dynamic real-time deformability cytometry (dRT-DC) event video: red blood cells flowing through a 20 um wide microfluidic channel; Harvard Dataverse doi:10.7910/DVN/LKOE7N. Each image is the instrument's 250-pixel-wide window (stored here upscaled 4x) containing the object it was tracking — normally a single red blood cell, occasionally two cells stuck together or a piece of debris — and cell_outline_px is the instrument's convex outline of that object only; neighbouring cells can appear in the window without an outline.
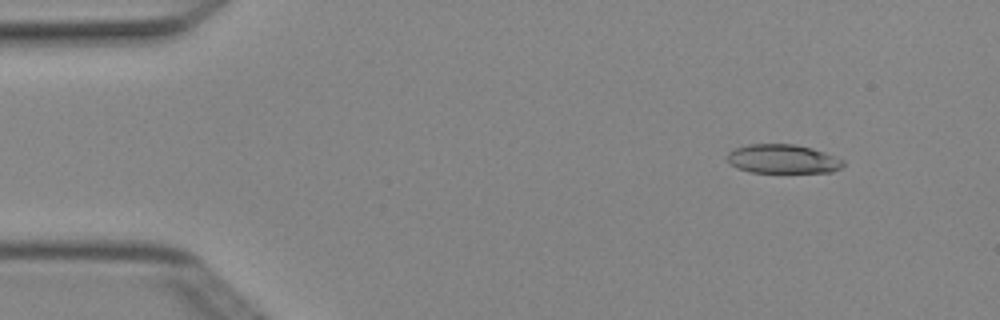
{"species": "Egyptian fruit bat (a non-hibernating species)", "species_latin": "Rousettus aegyptiacus", "temperature_condition": "cold", "stored_images_in_passage": 5, "camera_frame_rate_fps": 3000, "um_per_image_px": 0.085, "animal": {"sex": "female"}, "frame": {"image": 1, "passage_image": 2, "time_ms": 0.333, "image_size_px": [1000, 320], "cell_outline_px": [[844, 164], [840, 168], [832, 172], [748, 172], [736, 168], [728, 164], [728, 152], [736, 148], [748, 144], [796, 144], [812, 148], [824, 152], [844, 160]], "centroid_in_image_um": [66.51, 13.51], "position_along_channel_um": 18.5, "area_um2": 19.65}}
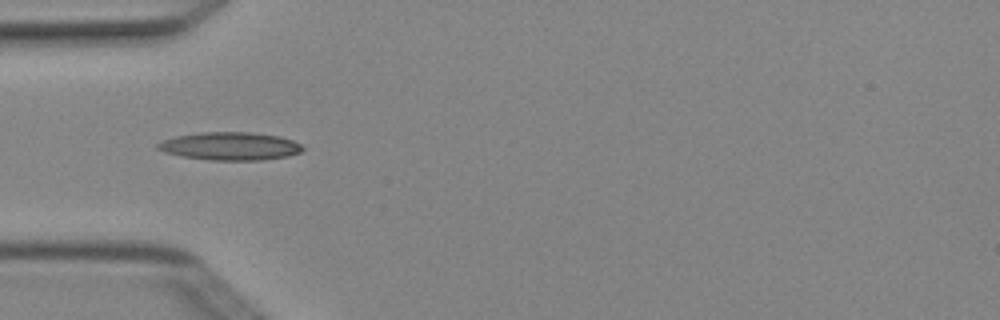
{"frame": {"image": 2, "passage_image": 5, "time_ms": 1.333, "image_size_px": [1000, 320], "cell_outline_px": [[304, 148], [300, 152], [288, 156], [264, 160], [208, 160], [184, 156], [164, 152], [156, 148], [156, 144], [160, 140], [176, 136], [200, 132], [252, 132], [280, 136], [292, 140], [300, 144]], "centroid_in_image_um": [19.54, 12.42], "position_along_channel_um": 65.5, "area_um2": 23.76}}